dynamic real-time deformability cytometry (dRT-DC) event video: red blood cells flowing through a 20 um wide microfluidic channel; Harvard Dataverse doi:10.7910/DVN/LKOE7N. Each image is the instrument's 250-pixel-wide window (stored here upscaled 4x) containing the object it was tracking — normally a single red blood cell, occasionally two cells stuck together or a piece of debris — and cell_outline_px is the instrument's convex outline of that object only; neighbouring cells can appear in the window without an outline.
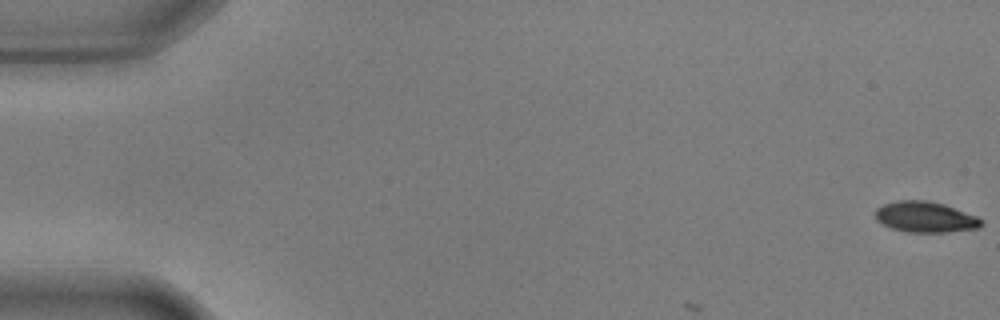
{"species": "common noctule bat (a hibernating species)", "species_latin": "Nyctalus noctula", "temperature_condition": "warm", "stored_images_in_passage": 9, "camera_frame_rate_fps": 3000, "um_per_image_px": 0.085, "animal": {"sex": "male", "body_mass_g": 17.9, "forearm_length_mm": 54.2}, "frame": {"image": 1, "passage_image": 1, "time_ms": 0.0, "image_size_px": [1000, 320], "cell_outline_px": [[984, 224], [980, 228], [944, 232], [908, 232], [892, 228], [876, 220], [876, 208], [884, 204], [896, 200], [928, 200], [944, 204], [976, 216]], "centroid_in_image_um": [78.65, 18.44], "position_along_channel_um": 6.4, "area_um2": 18.9}}